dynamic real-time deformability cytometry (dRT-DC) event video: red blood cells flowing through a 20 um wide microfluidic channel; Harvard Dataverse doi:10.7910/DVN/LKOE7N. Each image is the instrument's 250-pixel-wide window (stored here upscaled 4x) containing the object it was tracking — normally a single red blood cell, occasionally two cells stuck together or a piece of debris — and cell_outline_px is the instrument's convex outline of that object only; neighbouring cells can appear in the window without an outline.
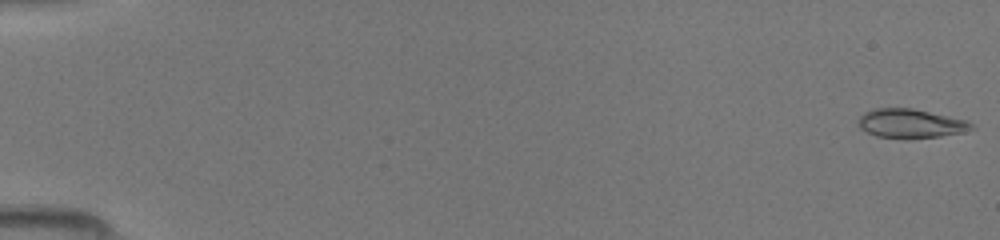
{"species": "common noctule bat (a hibernating species)", "species_latin": "Nyctalus noctula", "temperature_condition": "room temperature", "stored_images_in_passage": 48, "camera_frame_rate_fps": 3000, "um_per_image_px": 0.085, "animal": {"sex": "female", "body_mass_g": 19.5, "forearm_length_mm": 54.1}, "frame": {"image": 1, "passage_image": 1, "time_ms": 0.0, "image_size_px": [1000, 240], "cell_outline_px": [[976, 128], [964, 132], [940, 136], [876, 136], [860, 128], [860, 116], [864, 112], [872, 108], [912, 108], [968, 120]], "centroid_in_image_um": [77.45, 10.45], "position_along_channel_um": 7.6, "area_um2": 18.5}}
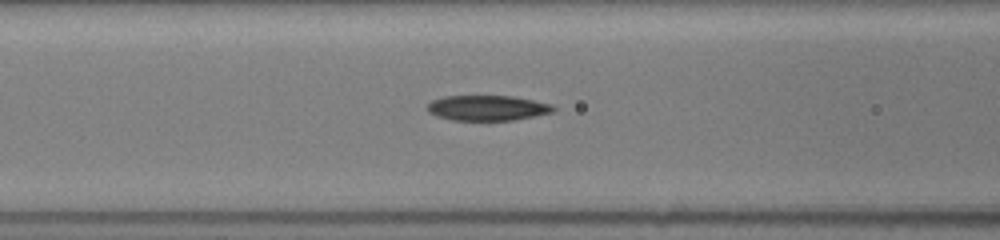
{"frame": {"image": 2, "passage_image": 21, "time_ms": 6.667, "image_size_px": [1000, 240], "cell_outline_px": [[556, 112], [512, 120], [452, 120], [436, 116], [428, 112], [424, 108], [432, 100], [444, 96], [512, 96], [552, 104], [556, 108]], "centroid_in_image_um": [41.41, 9.17], "position_along_channel_um": 125.2, "area_um2": 18.67}}
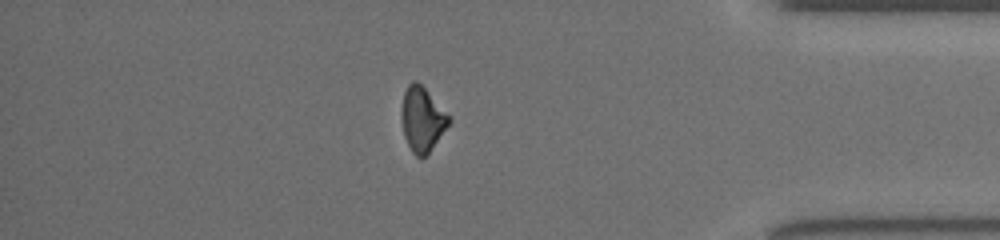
{"frame": {"image": 3, "passage_image": 42, "time_ms": 13.667, "image_size_px": [1000, 240], "cell_outline_px": [[452, 120], [428, 152], [424, 156], [416, 156], [412, 152], [404, 136], [400, 116], [400, 112], [404, 92], [408, 84], [412, 80], [416, 80], [424, 88]], "centroid_in_image_um": [35.84, 10.11], "position_along_channel_um": 399.4, "area_um2": 17.4}}